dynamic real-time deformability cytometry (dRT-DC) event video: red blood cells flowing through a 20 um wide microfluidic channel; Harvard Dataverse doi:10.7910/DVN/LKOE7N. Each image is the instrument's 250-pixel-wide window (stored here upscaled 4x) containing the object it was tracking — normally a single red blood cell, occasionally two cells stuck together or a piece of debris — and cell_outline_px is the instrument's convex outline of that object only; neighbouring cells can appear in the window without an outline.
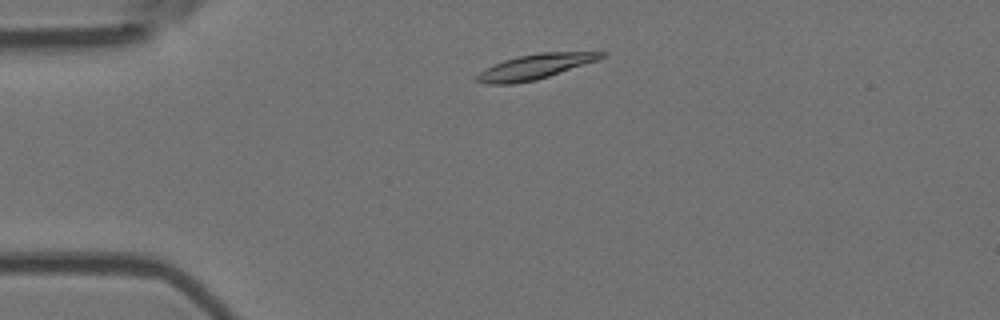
{"species": "Egyptian fruit bat (a non-hibernating species)", "species_latin": "Rousettus aegyptiacus", "temperature_condition": "room temperature", "stored_images_in_passage": 4, "camera_frame_rate_fps": 3000, "um_per_image_px": 0.085, "animal": {"sex": "female"}, "frame": {"image": 1, "passage_image": 2, "time_ms": 0.333, "image_size_px": [1000, 320], "cell_outline_px": [[608, 52], [604, 56], [596, 60], [536, 80], [512, 84], [484, 84], [476, 80], [476, 76], [484, 68], [504, 60], [516, 56], [540, 52]], "centroid_in_image_um": [45.41, 5.67], "position_along_channel_um": 39.6, "area_um2": 17.86}}
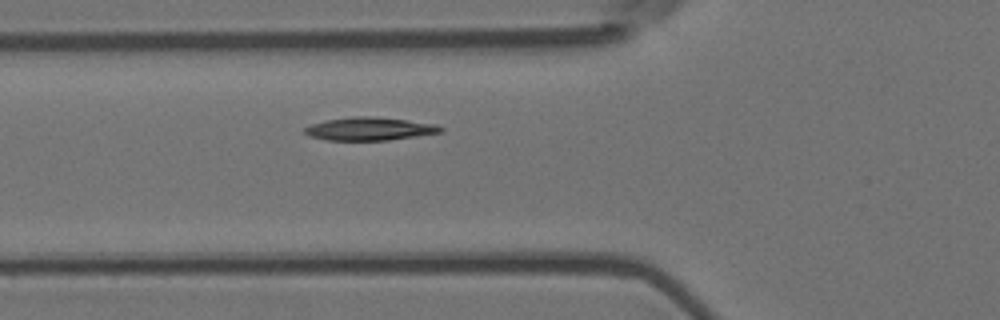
{"frame": {"image": 2, "passage_image": 4, "time_ms": 1.0, "image_size_px": [1000, 320], "cell_outline_px": [[444, 128], [440, 132], [388, 140], [328, 140], [308, 136], [304, 132], [304, 128], [312, 124], [324, 120], [352, 116], [376, 116], [436, 124]], "centroid_in_image_um": [31.37, 10.94], "position_along_channel_um": 94.4, "area_um2": 18.21}}